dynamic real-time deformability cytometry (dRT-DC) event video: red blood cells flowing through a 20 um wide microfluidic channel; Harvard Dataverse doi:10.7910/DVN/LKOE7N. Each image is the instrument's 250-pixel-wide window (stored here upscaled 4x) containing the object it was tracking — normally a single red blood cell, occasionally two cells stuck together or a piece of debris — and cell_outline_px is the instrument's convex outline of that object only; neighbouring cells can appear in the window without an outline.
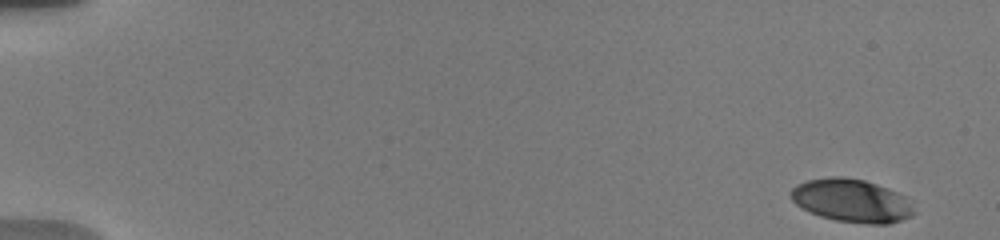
{"species": "human", "species_latin": "Homo sapiens", "temperature_condition": "warm", "stored_images_in_passage": 13, "camera_frame_rate_fps": 3000, "um_per_image_px": 0.085, "donor": {"sex": "male"}, "frame": {"image": 1, "passage_image": 1, "time_ms": 0.0, "image_size_px": [1000, 240], "cell_outline_px": [[916, 212], [912, 216], [888, 224], [868, 224], [836, 220], [820, 216], [796, 204], [788, 196], [788, 192], [796, 184], [808, 180], [832, 176], [844, 176], [864, 180], [888, 188], [904, 196]], "centroid_in_image_um": [72.36, 17.04], "position_along_channel_um": 12.6, "area_um2": 30.92}}
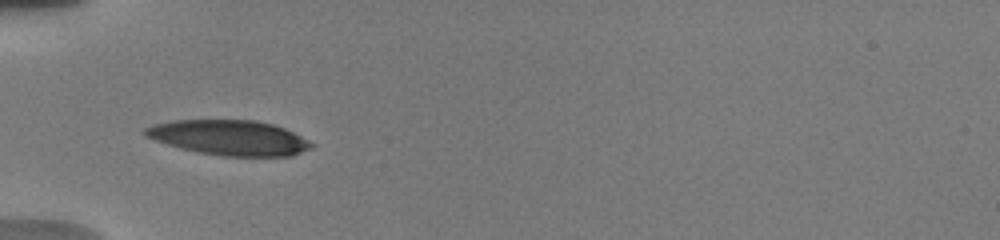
{"frame": {"image": 2, "passage_image": 10, "time_ms": 5.667, "image_size_px": [1000, 240], "cell_outline_px": [[316, 144], [312, 148], [292, 156], [224, 156], [200, 152], [180, 148], [144, 136], [144, 128], [156, 124], [172, 120], [256, 120], [272, 124], [284, 128]], "centroid_in_image_um": [19.52, 11.7], "position_along_channel_um": 65.5, "area_um2": 33.81}}
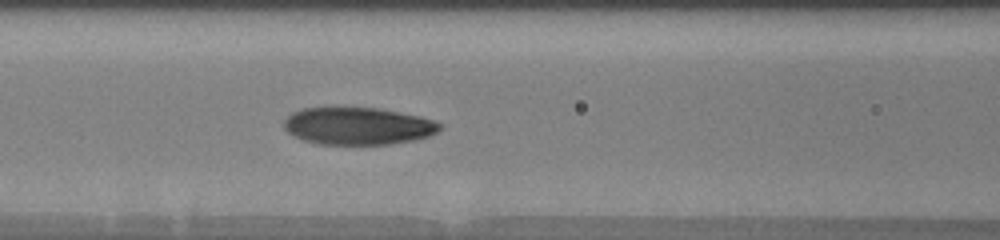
{"frame": {"image": 3, "passage_image": 13, "time_ms": 7.667, "image_size_px": [1000, 240], "cell_outline_px": [[440, 128], [436, 132], [428, 136], [412, 140], [388, 144], [320, 144], [304, 140], [288, 132], [284, 128], [284, 120], [292, 112], [304, 108], [376, 108], [420, 116], [432, 120], [440, 124]], "centroid_in_image_um": [30.4, 10.71], "position_along_channel_um": 136.2, "area_um2": 33.41}}